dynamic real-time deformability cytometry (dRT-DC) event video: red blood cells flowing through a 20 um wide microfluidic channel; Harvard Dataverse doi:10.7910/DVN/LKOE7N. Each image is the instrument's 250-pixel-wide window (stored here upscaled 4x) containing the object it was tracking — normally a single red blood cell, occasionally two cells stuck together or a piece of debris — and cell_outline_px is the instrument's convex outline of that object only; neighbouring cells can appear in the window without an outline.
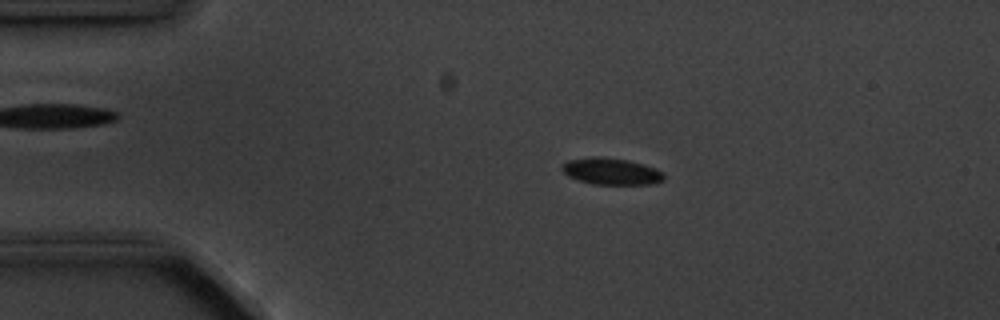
{"species": "common noctule bat (a hibernating species)", "species_latin": "Nyctalus noctula", "temperature_condition": "cold", "stored_images_in_passage": 3, "camera_frame_rate_fps": 3000, "um_per_image_px": 0.085, "animal": {"sex": "male", "body_mass_g": 20.1, "forearm_length_mm": 53.5}, "frame": {"image": 1, "passage_image": 2, "time_ms": 1.333, "image_size_px": [1000, 320], "cell_outline_px": [[664, 180], [656, 184], [592, 184], [568, 176], [560, 168], [560, 164], [568, 160], [588, 156], [600, 156], [628, 160], [656, 168], [664, 172]], "centroid_in_image_um": [51.95, 14.55], "position_along_channel_um": 33.1, "area_um2": 16.07}}